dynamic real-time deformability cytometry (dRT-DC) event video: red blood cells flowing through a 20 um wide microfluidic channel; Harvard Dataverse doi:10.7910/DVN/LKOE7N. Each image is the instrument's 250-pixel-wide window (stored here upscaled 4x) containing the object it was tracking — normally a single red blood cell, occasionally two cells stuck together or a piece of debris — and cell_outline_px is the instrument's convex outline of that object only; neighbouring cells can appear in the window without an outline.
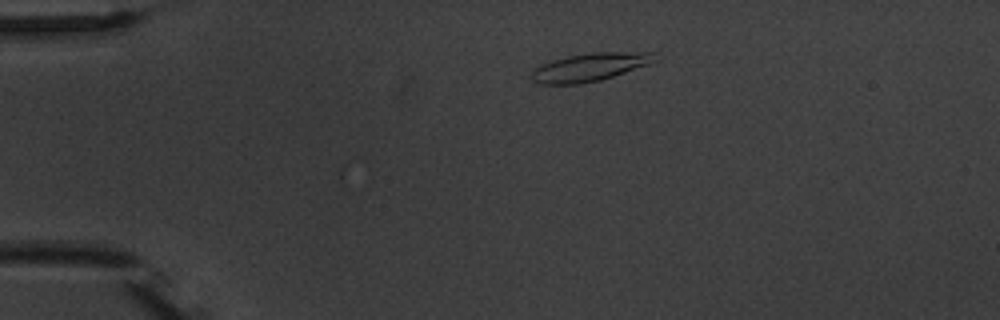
{"species": "common noctule bat (a hibernating species)", "species_latin": "Nyctalus noctula", "temperature_condition": "warm", "stored_images_in_passage": 5, "camera_frame_rate_fps": 3000, "um_per_image_px": 0.085, "animal": {"sex": "male", "body_mass_g": 20.1, "forearm_length_mm": 53.5}, "frame": {"image": 1, "passage_image": 5, "time_ms": 5.667, "image_size_px": [1000, 320], "cell_outline_px": [[660, 60], [600, 80], [580, 84], [540, 84], [532, 80], [532, 72], [540, 64], [552, 60], [568, 56], [596, 52], [656, 52]], "centroid_in_image_um": [50.17, 5.69], "position_along_channel_um": 34.8, "area_um2": 20.11}}